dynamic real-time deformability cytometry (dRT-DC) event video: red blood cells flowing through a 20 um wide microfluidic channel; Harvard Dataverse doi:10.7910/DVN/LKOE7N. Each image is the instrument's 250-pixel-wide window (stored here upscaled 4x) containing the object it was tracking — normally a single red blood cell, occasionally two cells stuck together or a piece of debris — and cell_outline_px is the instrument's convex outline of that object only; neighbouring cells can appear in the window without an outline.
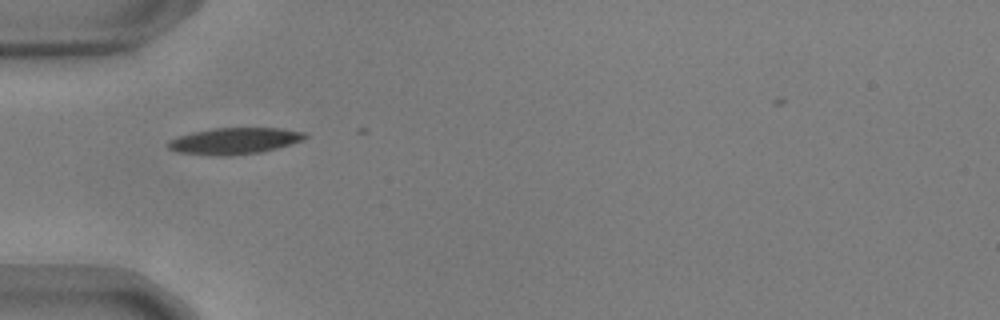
{"species": "common noctule bat (a hibernating species)", "species_latin": "Nyctalus noctula", "temperature_condition": "warm", "stored_images_in_passage": 3, "camera_frame_rate_fps": 3000, "um_per_image_px": 0.085, "animal": {"sex": "male", "body_mass_g": 17.9, "forearm_length_mm": 54.2}, "frame": {"image": 1, "passage_image": 1, "time_ms": 0.0, "image_size_px": [1000, 320], "cell_outline_px": [[308, 136], [304, 140], [292, 144], [260, 152], [232, 156], [208, 156], [176, 152], [168, 148], [164, 144], [168, 140], [176, 136], [192, 132], [212, 128], [280, 128], [304, 132]], "centroid_in_image_um": [19.86, 11.99], "position_along_channel_um": 65.1, "area_um2": 21.56}}